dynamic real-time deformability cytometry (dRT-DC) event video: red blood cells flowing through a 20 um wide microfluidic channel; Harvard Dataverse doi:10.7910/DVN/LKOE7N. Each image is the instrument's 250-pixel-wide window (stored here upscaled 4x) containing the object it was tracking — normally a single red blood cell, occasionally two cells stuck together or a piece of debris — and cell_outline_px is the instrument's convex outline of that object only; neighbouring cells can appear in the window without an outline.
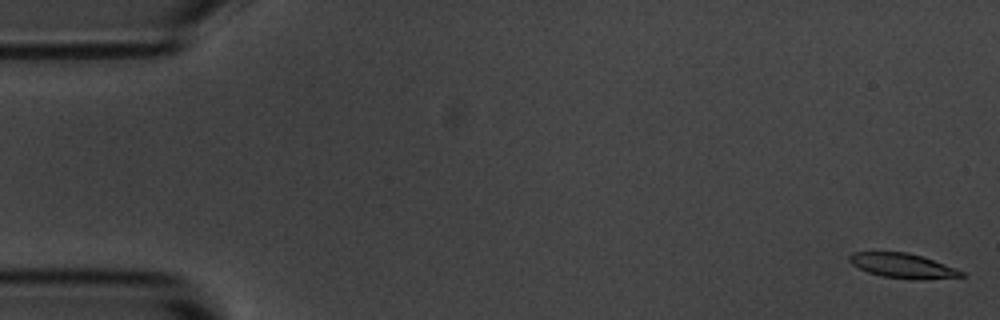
{"species": "common noctule bat (a hibernating species)", "species_latin": "Nyctalus noctula", "temperature_condition": "room temperature", "stored_images_in_passage": 55, "camera_frame_rate_fps": 3000, "um_per_image_px": 0.085, "animal": {"sex": "male", "body_mass_g": 20.1, "forearm_length_mm": 53.5}, "frame": {"image": 1, "passage_image": 1, "time_ms": 0.0, "image_size_px": [1000, 320], "cell_outline_px": [[964, 276], [884, 276], [868, 272], [852, 264], [848, 260], [848, 256], [852, 252], [908, 252], [932, 260], [964, 272]], "centroid_in_image_um": [76.55, 22.5], "position_along_channel_um": 8.4, "area_um2": 14.57}}
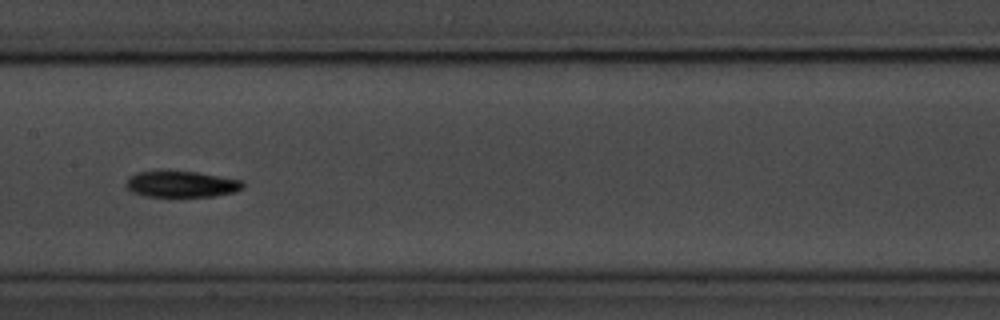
{"frame": {"image": 2, "passage_image": 27, "time_ms": 8.667, "image_size_px": [1000, 320], "cell_outline_px": [[244, 184], [236, 192], [216, 196], [144, 196], [132, 192], [124, 184], [128, 176], [136, 172], [160, 168], [168, 168], [196, 172], [244, 180]], "centroid_in_image_um": [15.35, 15.6], "position_along_channel_um": 192.1, "area_um2": 18.67}}
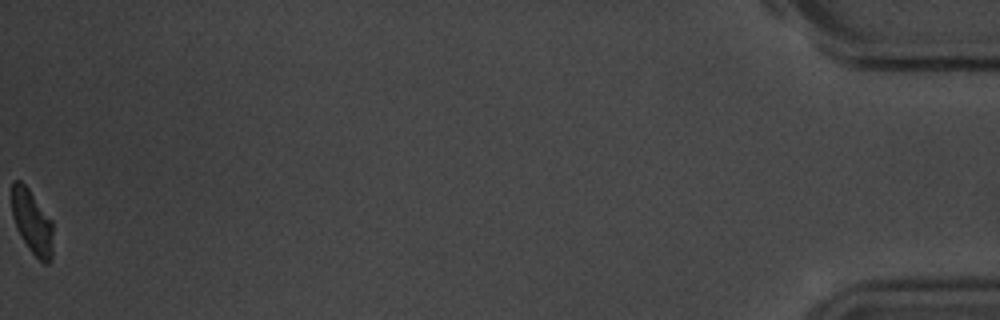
{"frame": {"image": 3, "passage_image": 55, "time_ms": 18.0, "image_size_px": [1000, 320], "cell_outline_px": [[52, 260], [48, 264], [44, 264], [28, 248], [20, 236], [16, 228], [12, 216], [12, 180], [20, 180], [28, 188], [52, 220]], "centroid_in_image_um": [2.72, 18.88], "position_along_channel_um": 432.5, "area_um2": 15.49}, "authors_computed_cell_mechanics": {"area_um2": 17.1088, "velocity_mm_per_s": 3.6651, "shape_relaxation_time_tau1_ms": 2.8489, "shape_relaxation_time_tau2_ms": null, "deformation_change_tau1": 0.1349, "deformation_change_tau2": null}}